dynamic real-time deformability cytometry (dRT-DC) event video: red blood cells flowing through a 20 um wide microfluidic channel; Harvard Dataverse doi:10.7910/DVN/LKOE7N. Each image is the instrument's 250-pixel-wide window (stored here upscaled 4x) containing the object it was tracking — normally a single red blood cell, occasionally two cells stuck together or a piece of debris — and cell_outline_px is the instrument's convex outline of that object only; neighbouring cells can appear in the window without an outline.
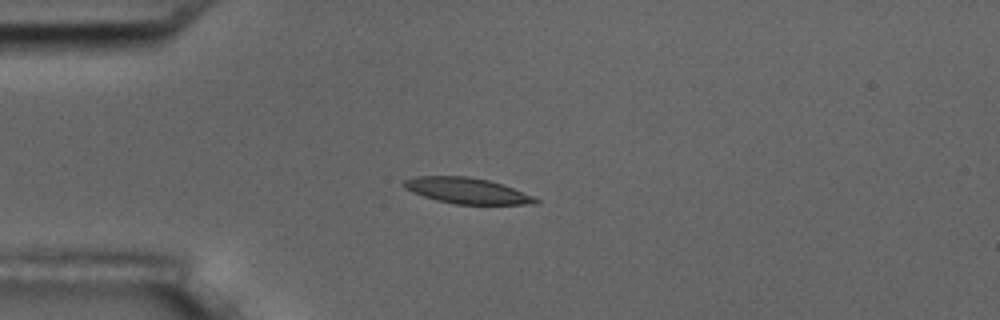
{"species": "common noctule bat (a hibernating species)", "species_latin": "Nyctalus noctula", "temperature_condition": "room temperature", "stored_images_in_passage": 5, "camera_frame_rate_fps": 3000, "um_per_image_px": 0.085, "animal": {"sex": "male", "body_mass_g": 17.5, "forearm_length_mm": 52.3}, "frame": {"image": 1, "passage_image": 3, "time_ms": 2.667, "image_size_px": [1000, 320], "cell_outline_px": [[540, 200], [536, 204], [456, 204], [436, 200], [412, 192], [404, 188], [400, 184], [404, 180], [416, 176], [468, 176], [488, 180], [512, 188], [532, 196]], "centroid_in_image_um": [39.63, 16.2], "position_along_channel_um": 45.4, "area_um2": 19.65}}